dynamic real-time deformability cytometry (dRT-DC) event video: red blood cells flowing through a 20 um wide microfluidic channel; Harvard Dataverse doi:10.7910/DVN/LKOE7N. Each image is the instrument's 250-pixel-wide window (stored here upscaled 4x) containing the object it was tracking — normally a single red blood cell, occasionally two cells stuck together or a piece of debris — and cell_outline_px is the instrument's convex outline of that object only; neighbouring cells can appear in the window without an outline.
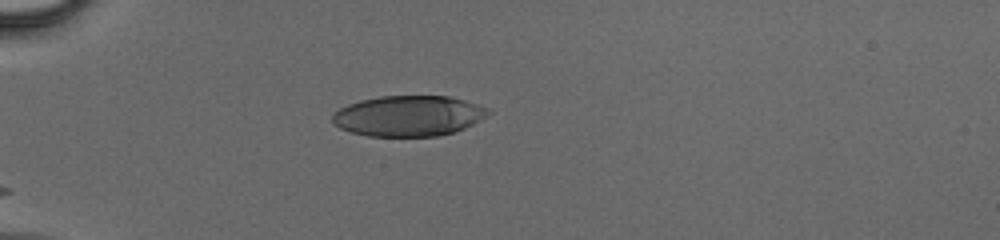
{"species": "human", "species_latin": "Homo sapiens", "temperature_condition": "cold", "stored_images_in_passage": 23, "camera_frame_rate_fps": 3000, "um_per_image_px": 0.085, "donor": {"sex": "male"}, "frame": {"image": 1, "passage_image": 1, "time_ms": 0.0, "image_size_px": [1000, 240], "cell_outline_px": [[492, 112], [472, 124], [464, 128], [452, 132], [436, 136], [368, 136], [352, 132], [340, 128], [332, 120], [332, 116], [340, 108], [348, 104], [360, 100], [380, 96], [448, 96], [464, 100], [492, 108]], "centroid_in_image_um": [34.75, 9.84], "position_along_channel_um": 50.3, "area_um2": 36.7}}
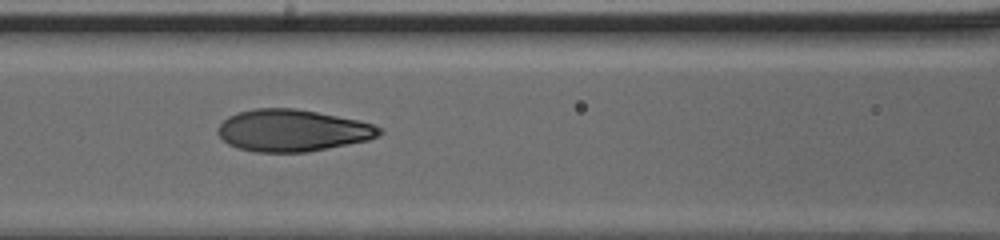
{"frame": {"image": 2, "passage_image": 9, "time_ms": 2.667, "image_size_px": [1000, 240], "cell_outline_px": [[384, 132], [368, 140], [308, 152], [256, 152], [236, 148], [228, 144], [216, 132], [216, 128], [228, 116], [236, 112], [256, 108], [296, 108], [360, 120], [384, 128]], "centroid_in_image_um": [24.85, 11.08], "position_along_channel_um": 141.8, "area_um2": 39.71}}
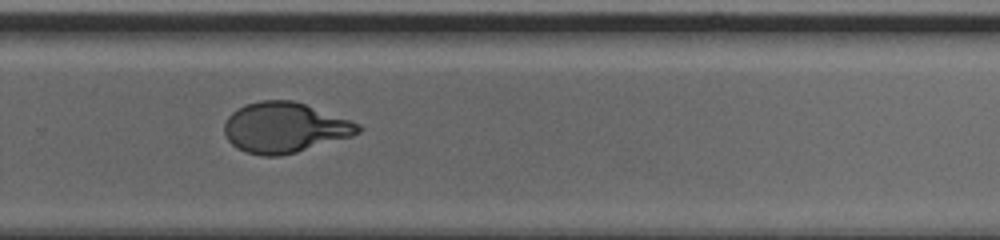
{"frame": {"image": 3, "passage_image": 20, "time_ms": 6.333, "image_size_px": [1000, 240], "cell_outline_px": [[364, 128], [360, 132], [352, 136], [296, 152], [280, 156], [260, 156], [244, 152], [236, 148], [228, 140], [224, 132], [224, 124], [228, 116], [236, 108], [244, 104], [260, 100], [292, 100], [352, 120], [360, 124]], "centroid_in_image_um": [24.18, 10.85], "position_along_channel_um": 305.6, "area_um2": 39.48}}